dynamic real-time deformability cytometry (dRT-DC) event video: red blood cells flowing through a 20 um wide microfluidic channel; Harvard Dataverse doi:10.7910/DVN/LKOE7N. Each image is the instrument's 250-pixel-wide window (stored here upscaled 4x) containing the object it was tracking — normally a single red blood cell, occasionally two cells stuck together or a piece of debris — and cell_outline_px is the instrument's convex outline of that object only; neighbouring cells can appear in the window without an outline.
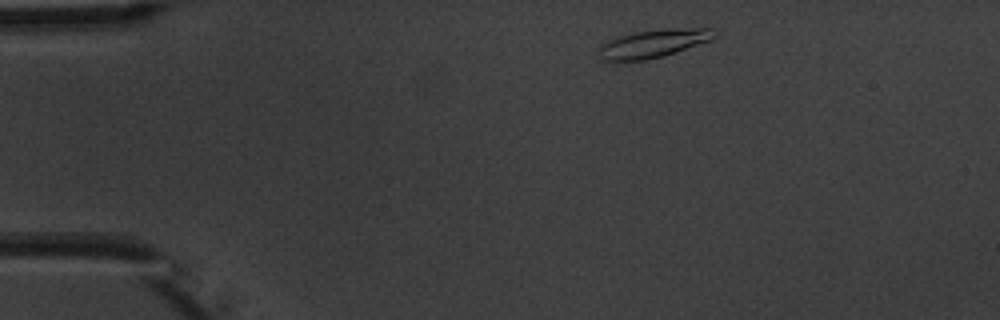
{"species": "common noctule bat (a hibernating species)", "species_latin": "Nyctalus noctula", "temperature_condition": "warm", "stored_images_in_passage": 3, "camera_frame_rate_fps": 3000, "um_per_image_px": 0.085, "animal": {"sex": "male", "body_mass_g": 20.1, "forearm_length_mm": 53.5}, "frame": {"image": 1, "passage_image": 1, "time_ms": 0.0, "image_size_px": [1000, 320], "cell_outline_px": [[720, 32], [712, 40], [664, 56], [644, 60], [600, 60], [600, 44], [608, 40], [632, 32], [668, 28], [712, 28]], "centroid_in_image_um": [55.61, 3.67], "position_along_channel_um": 29.4, "area_um2": 19.07}}